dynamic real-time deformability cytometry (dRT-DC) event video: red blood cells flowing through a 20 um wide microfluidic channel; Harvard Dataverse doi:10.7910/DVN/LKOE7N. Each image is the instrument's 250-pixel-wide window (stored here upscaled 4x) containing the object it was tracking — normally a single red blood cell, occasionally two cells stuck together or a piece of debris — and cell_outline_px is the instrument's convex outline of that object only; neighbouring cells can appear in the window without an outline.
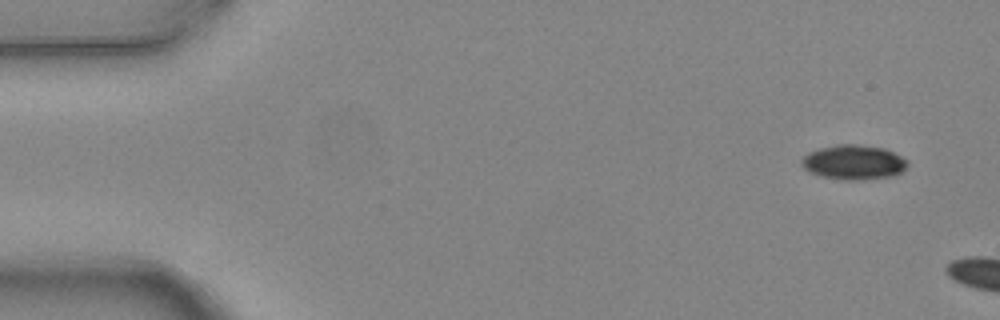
{"species": "common noctule bat (a hibernating species)", "species_latin": "Nyctalus noctula", "temperature_condition": "warm", "stored_images_in_passage": 2, "camera_frame_rate_fps": 3000, "um_per_image_px": 0.085, "animal": {"sex": "female", "body_mass_g": 24.6, "forearm_length_mm": 56.2}, "frame": {"image": 1, "passage_image": 1, "time_ms": 0.0, "image_size_px": [1000, 320], "cell_outline_px": [[908, 164], [900, 172], [892, 176], [864, 180], [844, 180], [820, 176], [808, 172], [800, 164], [800, 160], [808, 152], [820, 148], [836, 144], [856, 144], [884, 148], [908, 160]], "centroid_in_image_um": [72.52, 13.79], "position_along_channel_um": 12.5, "area_um2": 21.5}}